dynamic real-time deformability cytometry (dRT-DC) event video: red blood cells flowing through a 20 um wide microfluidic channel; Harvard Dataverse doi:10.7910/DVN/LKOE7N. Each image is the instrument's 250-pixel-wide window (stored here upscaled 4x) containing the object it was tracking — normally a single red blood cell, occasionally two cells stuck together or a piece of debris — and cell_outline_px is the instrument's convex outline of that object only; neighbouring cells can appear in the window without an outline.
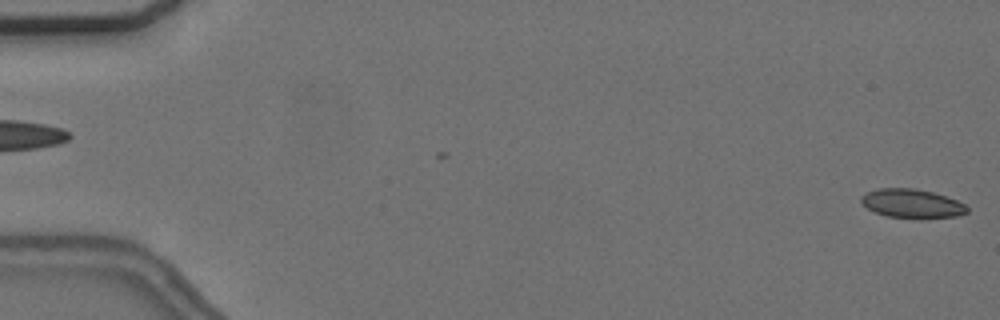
{"species": "common noctule bat (a hibernating species)", "species_latin": "Nyctalus noctula", "temperature_condition": "cold", "stored_images_in_passage": 6, "segment_of_instrument_passage": [2, 2], "camera_frame_rate_fps": 3000, "um_per_image_px": 0.085, "animal": {"sex": "female", "body_mass_g": 24.6, "forearm_length_mm": 56.2}, "frame": {"image": 1, "passage_image": 6, "time_ms": 6.333, "image_size_px": [1000, 320], "cell_outline_px": [[968, 212], [956, 216], [920, 220], [888, 216], [876, 212], [868, 208], [860, 200], [860, 196], [864, 192], [880, 188], [912, 188], [932, 192], [956, 200], [964, 204], [968, 208]], "centroid_in_image_um": [77.51, 17.32], "position_along_channel_um": 7.5, "area_um2": 18.03}}